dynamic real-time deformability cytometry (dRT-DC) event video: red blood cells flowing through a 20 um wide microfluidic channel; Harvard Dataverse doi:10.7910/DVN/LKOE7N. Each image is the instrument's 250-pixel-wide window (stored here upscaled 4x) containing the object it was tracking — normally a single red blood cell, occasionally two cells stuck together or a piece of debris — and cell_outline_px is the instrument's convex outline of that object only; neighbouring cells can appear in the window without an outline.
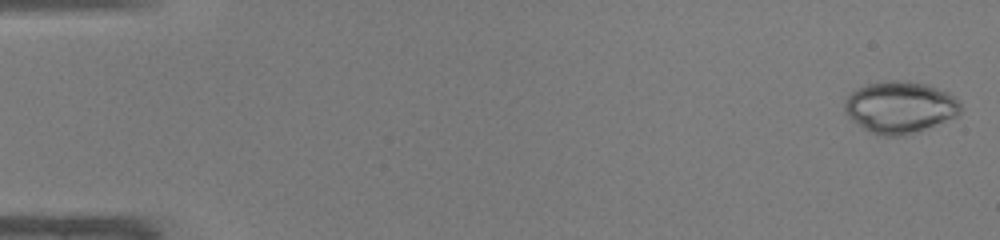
{"species": "common noctule bat (a hibernating species)", "species_latin": "Nyctalus noctula", "temperature_condition": "warm", "stored_images_in_passage": 47, "camera_frame_rate_fps": 3000, "um_per_image_px": 0.085, "animal": {"sex": "male", "body_mass_g": 19.0, "forearm_length_mm": 50.8}, "frame": {"image": 1, "passage_image": 1, "time_ms": 0.0, "image_size_px": [1000, 240], "cell_outline_px": [[960, 112], [956, 116], [904, 136], [880, 136], [864, 128], [852, 120], [844, 112], [844, 100], [852, 92], [868, 84], [892, 80], [900, 80], [924, 84], [948, 92], [960, 104]], "centroid_in_image_um": [76.46, 9.12], "position_along_channel_um": 8.5, "area_um2": 34.39}}
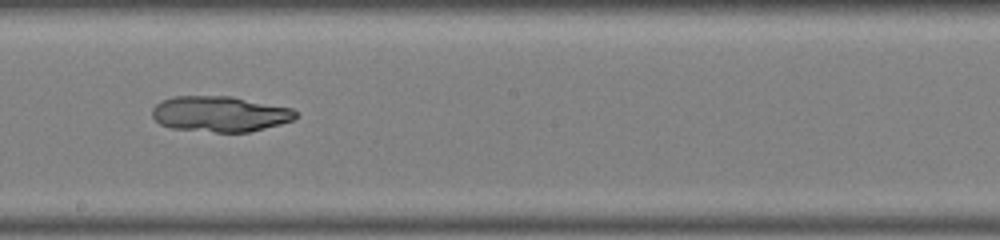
{"frame": {"image": 2, "passage_image": 27, "time_ms": 8.667, "image_size_px": [1000, 240], "cell_outline_px": [[296, 116], [292, 120], [280, 124], [248, 132], [216, 132], [172, 128], [160, 124], [152, 116], [152, 108], [160, 100], [172, 96], [232, 96], [292, 108], [296, 112]], "centroid_in_image_um": [18.66, 9.67], "position_along_channel_um": 229.5, "area_um2": 29.77}}
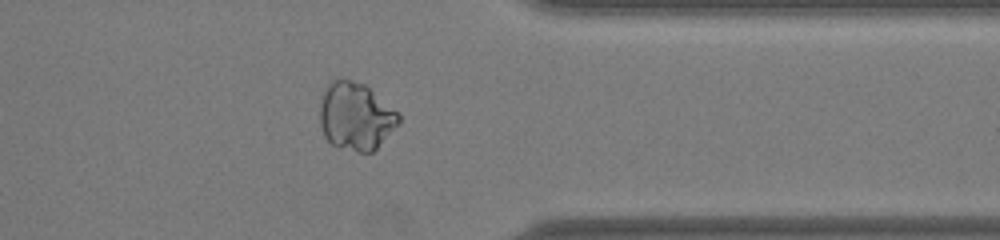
{"frame": {"image": 3, "passage_image": 38, "time_ms": 12.333, "image_size_px": [1000, 240], "cell_outline_px": [[400, 124], [372, 152], [360, 152], [336, 148], [324, 136], [320, 124], [320, 104], [324, 88], [332, 80], [340, 76], [364, 84], [396, 112], [400, 116]], "centroid_in_image_um": [30.2, 9.89], "position_along_channel_um": 381.2, "area_um2": 31.21}}